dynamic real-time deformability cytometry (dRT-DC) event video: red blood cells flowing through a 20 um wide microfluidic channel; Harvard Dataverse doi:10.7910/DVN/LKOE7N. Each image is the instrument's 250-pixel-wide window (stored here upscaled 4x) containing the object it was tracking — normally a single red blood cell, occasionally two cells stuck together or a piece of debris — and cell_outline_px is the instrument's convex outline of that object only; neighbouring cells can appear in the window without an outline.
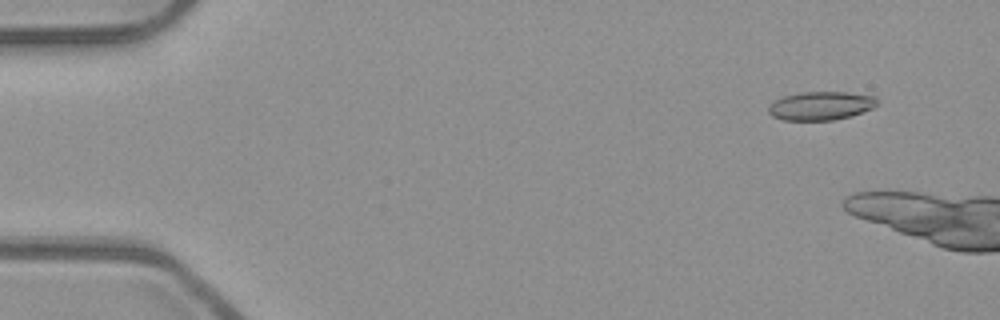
{"species": "common noctule bat (a hibernating species)", "species_latin": "Nyctalus noctula", "temperature_condition": "room temperature", "stored_images_in_passage": 3, "camera_frame_rate_fps": 3000, "um_per_image_px": 0.085, "animal": {"sex": "male", "body_mass_g": 23.1, "forearm_length_mm": 52.7}, "frame": {"image": 1, "passage_image": 2, "time_ms": 0.333, "image_size_px": [1000, 320], "cell_outline_px": [[880, 104], [872, 108], [852, 116], [832, 120], [784, 120], [772, 116], [768, 112], [768, 108], [776, 100], [784, 96], [804, 92], [844, 92], [876, 96]], "centroid_in_image_um": [69.82, 8.99], "position_along_channel_um": 15.2, "area_um2": 18.03}}